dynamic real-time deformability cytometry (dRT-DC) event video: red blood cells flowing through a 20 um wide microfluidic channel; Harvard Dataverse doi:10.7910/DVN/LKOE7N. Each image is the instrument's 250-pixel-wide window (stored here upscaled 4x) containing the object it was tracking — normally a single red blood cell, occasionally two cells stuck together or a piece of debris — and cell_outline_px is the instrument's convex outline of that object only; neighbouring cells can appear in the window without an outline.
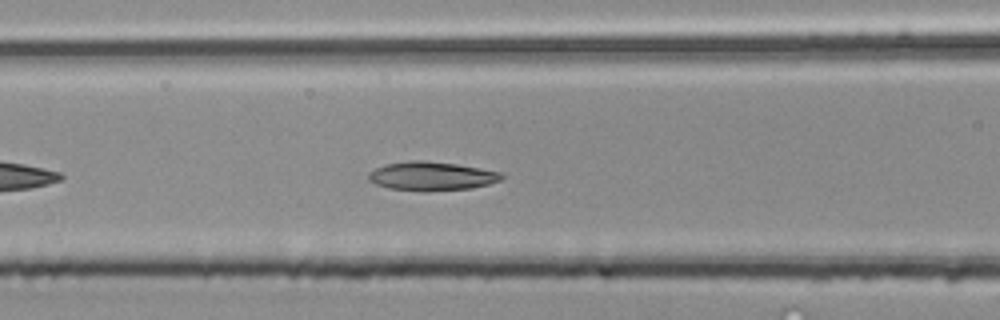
{"species": "common noctule bat (a hibernating species)", "species_latin": "Nyctalus noctula", "temperature_condition": "room temperature", "stored_images_in_passage": 37, "camera_frame_rate_fps": 3000, "um_per_image_px": 0.085, "animal": {"sex": "male", "body_mass_g": 20.4}, "frame": {"image": 1, "passage_image": 8, "time_ms": 2.333, "image_size_px": [1000, 320], "cell_outline_px": [[504, 176], [500, 180], [488, 184], [472, 188], [424, 192], [388, 188], [376, 184], [368, 180], [368, 172], [376, 168], [388, 164], [412, 160], [420, 160], [456, 164], [500, 172]], "centroid_in_image_um": [36.66, 14.98], "position_along_channel_um": 129.9, "area_um2": 22.25}}
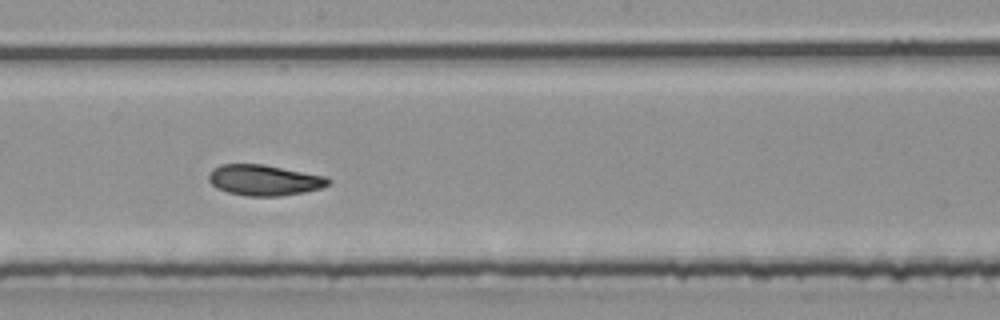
{"frame": {"image": 2, "passage_image": 15, "time_ms": 4.667, "image_size_px": [1000, 320], "cell_outline_px": [[332, 180], [328, 184], [320, 188], [304, 192], [280, 196], [244, 196], [228, 192], [216, 188], [208, 180], [208, 176], [212, 168], [220, 164], [264, 164], [328, 176]], "centroid_in_image_um": [22.46, 15.3], "position_along_channel_um": 225.7, "area_um2": 21.68}}
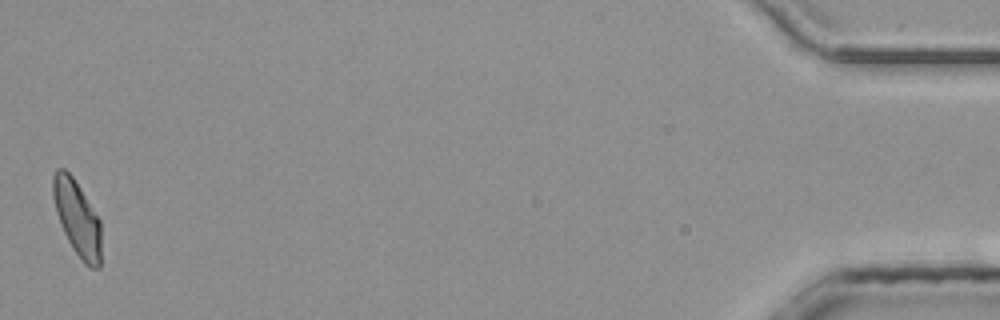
{"frame": {"image": 3, "passage_image": 37, "time_ms": 12.0, "image_size_px": [1000, 320], "cell_outline_px": [[100, 268], [92, 268], [84, 264], [72, 248], [64, 232], [56, 212], [52, 196], [52, 176], [56, 168], [64, 168], [72, 176], [80, 188], [100, 220]], "centroid_in_image_um": [6.54, 18.53], "position_along_channel_um": 428.7, "area_um2": 21.04}, "authors_computed_cell_mechanics": {"area_um2": 21.386, "velocity_mm_per_s": 4.1162, "shape_relaxation_time_tau1_ms": 11.3786, "shape_relaxation_time_tau2_ms": null, "deformation_change_tau1": 0.2593, "deformation_change_tau2": null}}